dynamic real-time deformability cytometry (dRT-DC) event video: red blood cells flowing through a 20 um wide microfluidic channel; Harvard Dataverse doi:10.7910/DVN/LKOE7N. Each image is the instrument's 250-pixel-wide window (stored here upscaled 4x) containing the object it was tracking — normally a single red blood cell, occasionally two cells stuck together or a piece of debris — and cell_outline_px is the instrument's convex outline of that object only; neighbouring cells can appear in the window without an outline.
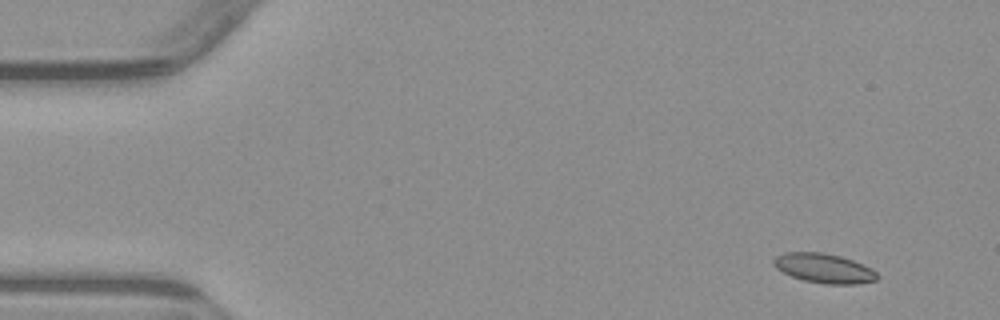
{"species": "common noctule bat (a hibernating species)", "species_latin": "Nyctalus noctula", "temperature_condition": "warm", "stored_images_in_passage": 5, "camera_frame_rate_fps": 3000, "um_per_image_px": 0.085, "animal": {"sex": "male", "body_mass_g": 23.1, "forearm_length_mm": 52.7}, "frame": {"image": 1, "passage_image": 2, "time_ms": 1.333, "image_size_px": [1000, 320], "cell_outline_px": [[880, 276], [876, 280], [856, 284], [824, 284], [804, 280], [792, 276], [776, 268], [772, 264], [772, 260], [776, 256], [784, 252], [824, 252], [840, 256], [852, 260], [872, 268]], "centroid_in_image_um": [70.04, 22.8], "position_along_channel_um": 15.0, "area_um2": 17.86}}
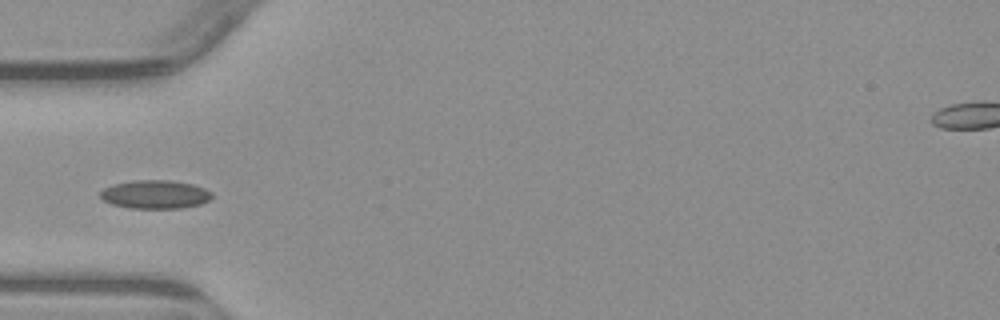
{"frame": {"image": 2, "passage_image": 5, "time_ms": 5.667, "image_size_px": [1000, 320], "cell_outline_px": [[212, 200], [200, 204], [180, 208], [132, 208], [112, 204], [104, 200], [100, 196], [100, 192], [104, 188], [112, 184], [132, 180], [168, 180], [192, 184], [204, 188], [212, 192]], "centroid_in_image_um": [13.2, 16.52], "position_along_channel_um": 71.8, "area_um2": 18.55}}